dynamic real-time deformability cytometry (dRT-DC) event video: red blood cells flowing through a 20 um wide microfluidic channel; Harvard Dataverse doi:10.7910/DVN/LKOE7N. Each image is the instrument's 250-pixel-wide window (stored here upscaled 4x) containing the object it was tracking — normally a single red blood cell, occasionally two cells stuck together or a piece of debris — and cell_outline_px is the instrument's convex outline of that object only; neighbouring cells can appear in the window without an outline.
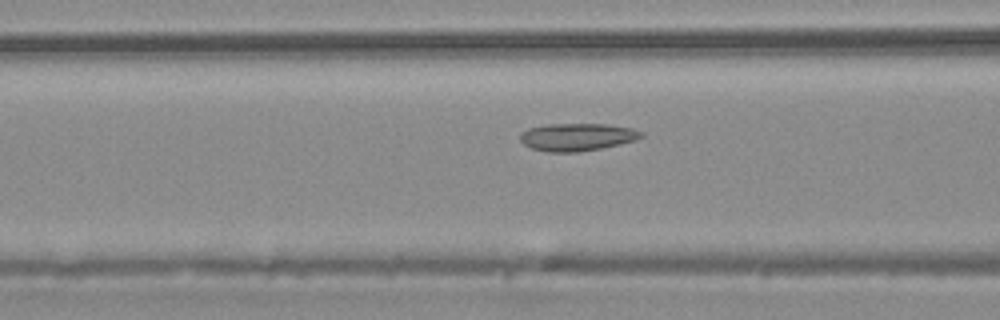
{"species": "common noctule bat (a hibernating species)", "species_latin": "Nyctalus noctula", "temperature_condition": "warm", "stored_images_in_passage": 40, "camera_frame_rate_fps": 3000, "um_per_image_px": 0.085, "animal": {"sex": "male", "body_mass_g": 20.4}, "frame": {"image": 1, "passage_image": 14, "time_ms": 4.333, "image_size_px": [1000, 320], "cell_outline_px": [[644, 136], [636, 140], [620, 144], [580, 152], [548, 152], [532, 148], [524, 144], [520, 140], [520, 132], [528, 128], [548, 124], [608, 124], [632, 128], [644, 132]], "centroid_in_image_um": [49.07, 11.64], "position_along_channel_um": 117.5, "area_um2": 19.59}}
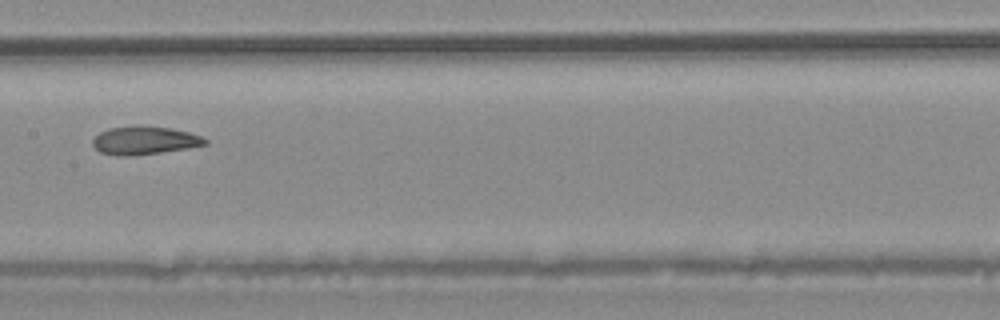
{"frame": {"image": 2, "passage_image": 19, "time_ms": 6.0, "image_size_px": [1000, 320], "cell_outline_px": [[208, 144], [188, 148], [160, 152], [128, 156], [120, 156], [100, 152], [92, 144], [92, 140], [100, 132], [108, 128], [144, 124], [172, 128], [188, 132], [200, 136], [208, 140]], "centroid_in_image_um": [12.28, 11.91], "position_along_channel_um": 195.1, "area_um2": 18.61}}
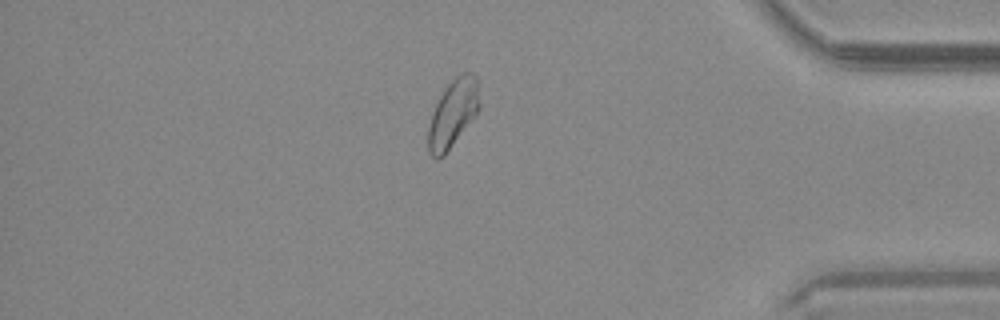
{"frame": {"image": 3, "passage_image": 34, "time_ms": 11.0, "image_size_px": [1000, 320], "cell_outline_px": [[480, 108], [476, 116], [444, 156], [436, 160], [428, 152], [428, 128], [432, 112], [440, 96], [448, 84], [456, 76], [464, 72], [472, 72], [476, 76], [480, 104]], "centroid_in_image_um": [38.51, 9.67], "position_along_channel_um": 396.7, "area_um2": 20.35}}